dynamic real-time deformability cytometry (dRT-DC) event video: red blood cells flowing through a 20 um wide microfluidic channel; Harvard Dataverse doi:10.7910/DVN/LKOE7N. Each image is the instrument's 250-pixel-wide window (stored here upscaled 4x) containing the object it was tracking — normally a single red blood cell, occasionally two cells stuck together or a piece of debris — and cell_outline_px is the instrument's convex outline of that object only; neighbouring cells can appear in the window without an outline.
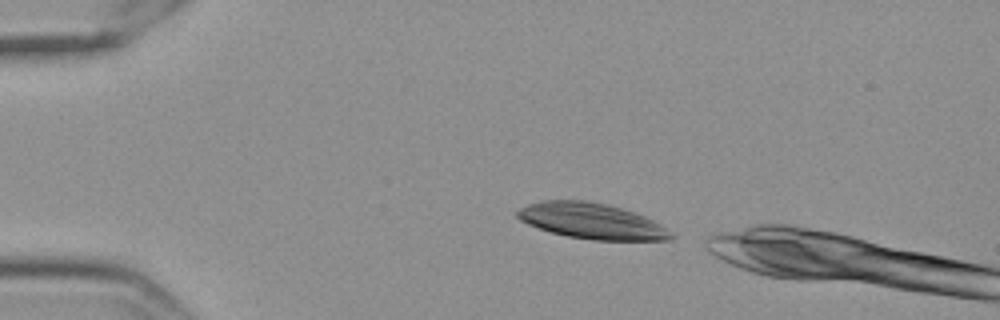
{"species": "Egyptian fruit bat (a non-hibernating species)", "species_latin": "Rousettus aegyptiacus", "temperature_condition": "cold", "stored_images_in_passage": 5, "camera_frame_rate_fps": 3000, "um_per_image_px": 0.085, "frame": {"image": 1, "passage_image": 1, "time_ms": 0.0, "image_size_px": [1000, 320], "cell_outline_px": [[676, 236], [672, 240], [592, 240], [568, 236], [548, 232], [528, 224], [520, 220], [516, 216], [516, 212], [520, 208], [528, 204], [540, 200], [588, 200], [608, 204], [644, 216], [660, 224], [672, 232]], "centroid_in_image_um": [50.28, 18.79], "position_along_channel_um": 34.7, "area_um2": 32.14}}